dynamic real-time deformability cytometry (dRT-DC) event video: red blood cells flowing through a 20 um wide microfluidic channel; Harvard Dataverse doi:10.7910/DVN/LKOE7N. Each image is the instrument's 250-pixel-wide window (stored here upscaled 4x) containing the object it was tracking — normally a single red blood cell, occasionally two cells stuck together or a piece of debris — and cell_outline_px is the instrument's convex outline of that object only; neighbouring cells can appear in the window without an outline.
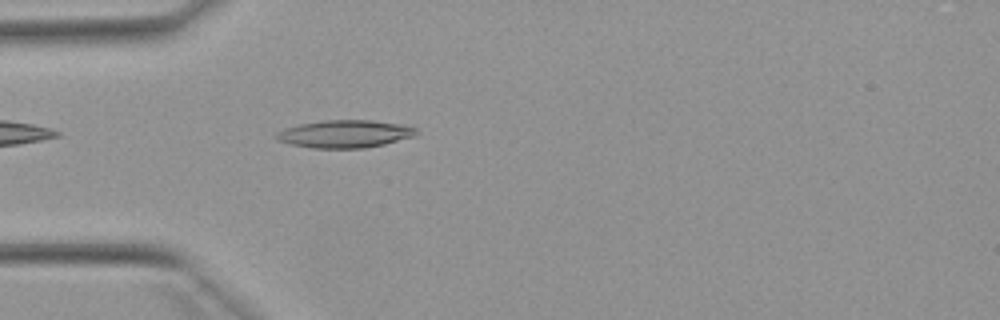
{"species": "Egyptian fruit bat (a non-hibernating species)", "species_latin": "Rousettus aegyptiacus", "temperature_condition": "warm", "stored_images_in_passage": 32, "camera_frame_rate_fps": 3000, "um_per_image_px": 0.085, "animal": {"sex": "female"}, "frame": {"image": 1, "passage_image": 1, "time_ms": 0.0, "image_size_px": [1000, 320], "cell_outline_px": [[420, 132], [416, 136], [384, 144], [364, 148], [312, 148], [292, 144], [276, 140], [276, 132], [284, 128], [300, 124], [324, 120], [372, 120], [396, 124], [416, 128]], "centroid_in_image_um": [29.31, 11.38], "position_along_channel_um": 55.7, "area_um2": 22.48}}
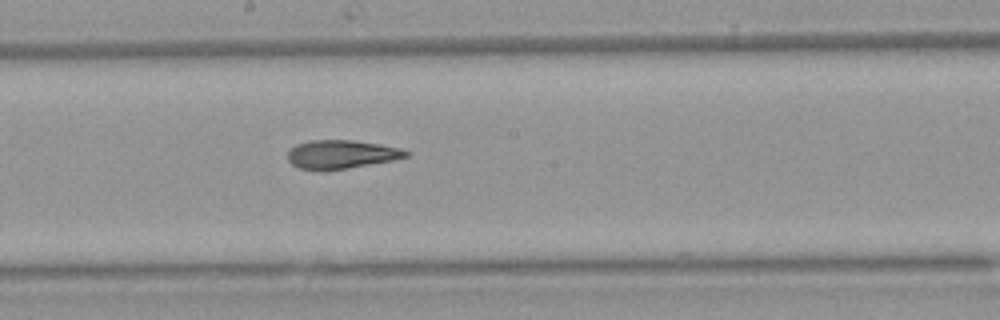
{"frame": {"image": 2, "passage_image": 14, "time_ms": 4.333, "image_size_px": [1000, 320], "cell_outline_px": [[412, 152], [408, 156], [392, 160], [348, 168], [324, 172], [320, 172], [296, 168], [288, 160], [288, 152], [296, 144], [308, 140], [352, 140], [400, 148]], "centroid_in_image_um": [28.95, 13.14], "position_along_channel_um": 219.2, "area_um2": 19.94}}
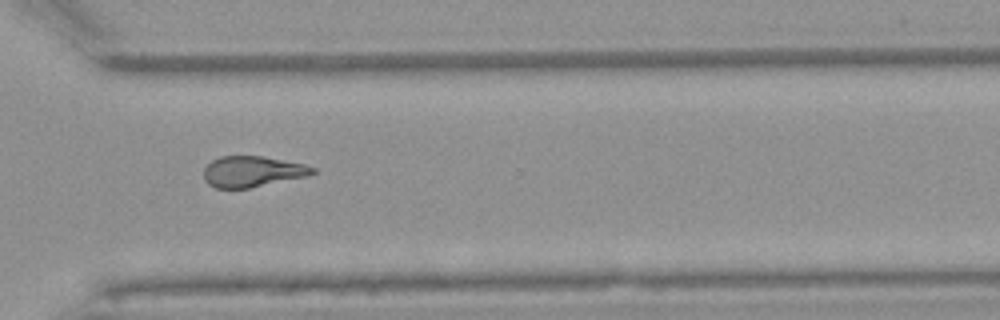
{"frame": {"image": 3, "passage_image": 24, "time_ms": 7.667, "image_size_px": [1000, 320], "cell_outline_px": [[316, 172], [308, 176], [248, 188], [216, 188], [208, 184], [204, 180], [204, 168], [212, 160], [220, 156], [264, 156], [304, 164], [316, 168]], "centroid_in_image_um": [21.45, 14.57], "position_along_channel_um": 349.1, "area_um2": 19.59}, "authors_computed_cell_mechanics": {"area_um2": 20.2589, "velocity_mm_per_s": 3.8996, "shape_relaxation_time_tau1_ms": null, "shape_relaxation_time_tau2_ms": 2.7451, "deformation_change_tau1": null, "deformation_change_tau2": 0.1187}}